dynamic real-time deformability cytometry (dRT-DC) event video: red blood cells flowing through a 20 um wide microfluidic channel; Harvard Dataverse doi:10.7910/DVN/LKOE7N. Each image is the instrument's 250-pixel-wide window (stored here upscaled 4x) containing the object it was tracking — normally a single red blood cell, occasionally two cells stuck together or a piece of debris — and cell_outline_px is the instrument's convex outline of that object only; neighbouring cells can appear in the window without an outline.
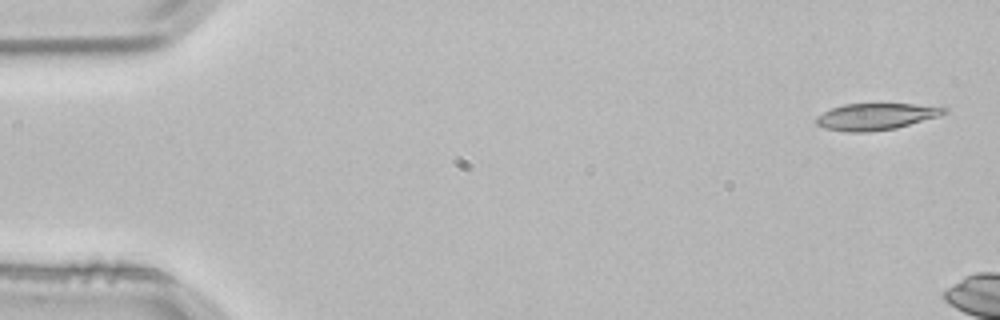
{"species": "common noctule bat (a hibernating species)", "species_latin": "Nyctalus noctula", "temperature_condition": "room temperature", "stored_images_in_passage": 2, "camera_frame_rate_fps": 3000, "um_per_image_px": 0.085, "animal": {"sex": "male", "body_mass_g": 21.5, "forearm_length_mm": 52.0}, "frame": {"image": 1, "passage_image": 1, "time_ms": 0.0, "image_size_px": [1000, 320], "cell_outline_px": [[948, 112], [940, 116], [896, 128], [868, 132], [848, 132], [824, 128], [816, 124], [816, 116], [832, 108], [844, 104], [912, 104], [948, 108]], "centroid_in_image_um": [74.45, 9.91], "position_along_channel_um": 10.6, "area_um2": 19.77}}